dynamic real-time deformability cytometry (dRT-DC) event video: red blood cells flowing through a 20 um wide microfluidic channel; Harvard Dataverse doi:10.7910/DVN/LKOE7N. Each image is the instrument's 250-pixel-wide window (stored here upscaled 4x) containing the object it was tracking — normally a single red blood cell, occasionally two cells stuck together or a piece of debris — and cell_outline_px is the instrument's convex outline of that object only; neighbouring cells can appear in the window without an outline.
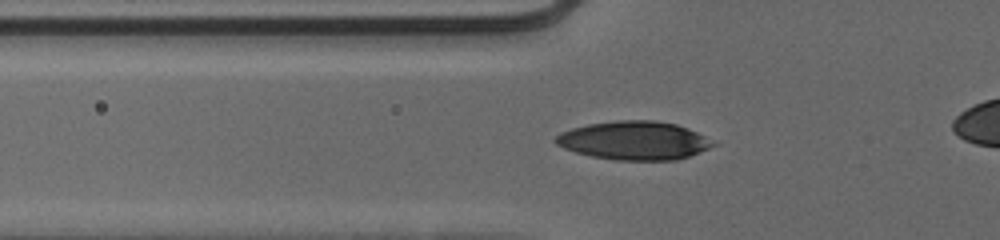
{"species": "human", "species_latin": "Homo sapiens", "temperature_condition": "cold", "stored_images_in_passage": 42, "camera_frame_rate_fps": 3000, "um_per_image_px": 0.085, "donor": {"sex": "male"}, "frame": {"image": 1, "passage_image": 13, "time_ms": 4.0, "image_size_px": [1000, 240], "cell_outline_px": [[716, 144], [700, 152], [676, 160], [616, 160], [592, 156], [576, 152], [564, 148], [556, 144], [552, 140], [560, 132], [572, 128], [588, 124], [620, 120], [656, 120], [676, 124], [688, 128], [704, 136]], "centroid_in_image_um": [53.87, 11.94], "position_along_channel_um": 71.9, "area_um2": 35.2}}
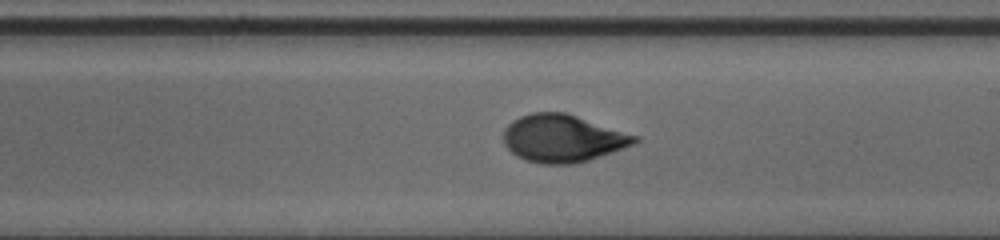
{"frame": {"image": 2, "passage_image": 26, "time_ms": 8.333, "image_size_px": [1000, 240], "cell_outline_px": [[640, 140], [632, 144], [612, 152], [588, 160], [572, 164], [540, 164], [516, 156], [504, 144], [504, 128], [512, 120], [520, 116], [532, 112], [564, 112], [640, 136]], "centroid_in_image_um": [47.82, 11.75], "position_along_channel_um": 241.2, "area_um2": 36.18}}
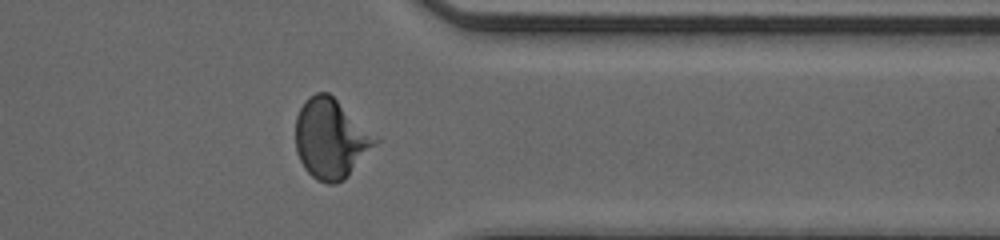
{"frame": {"image": 3, "passage_image": 37, "time_ms": 12.0, "image_size_px": [1000, 240], "cell_outline_px": [[380, 140], [348, 176], [344, 180], [336, 184], [328, 184], [316, 180], [304, 168], [296, 152], [296, 116], [304, 100], [308, 96], [316, 92], [328, 92]], "centroid_in_image_um": [28.09, 11.8], "position_along_channel_um": 383.3, "area_um2": 36.88}}